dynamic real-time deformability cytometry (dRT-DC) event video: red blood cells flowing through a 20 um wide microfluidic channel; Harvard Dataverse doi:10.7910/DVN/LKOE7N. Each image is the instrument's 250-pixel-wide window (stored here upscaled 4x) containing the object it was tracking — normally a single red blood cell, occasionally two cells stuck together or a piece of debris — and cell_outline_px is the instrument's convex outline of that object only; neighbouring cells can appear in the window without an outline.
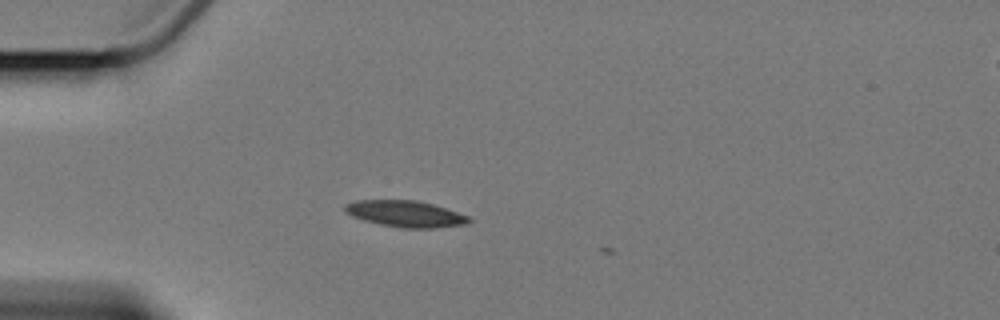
{"species": "Egyptian fruit bat (a non-hibernating species)", "species_latin": "Rousettus aegyptiacus", "temperature_condition": "cold", "stored_images_in_passage": 2, "camera_frame_rate_fps": 3000, "um_per_image_px": 0.085, "animal": {"sex": "female"}, "frame": {"image": 1, "passage_image": 2, "time_ms": 1.0, "image_size_px": [1000, 320], "cell_outline_px": [[472, 220], [464, 224], [436, 228], [400, 228], [380, 224], [364, 220], [352, 216], [344, 212], [344, 204], [356, 200], [416, 200], [432, 204], [468, 216]], "centroid_in_image_um": [34.41, 18.17], "position_along_channel_um": 50.6, "area_um2": 18.96}}